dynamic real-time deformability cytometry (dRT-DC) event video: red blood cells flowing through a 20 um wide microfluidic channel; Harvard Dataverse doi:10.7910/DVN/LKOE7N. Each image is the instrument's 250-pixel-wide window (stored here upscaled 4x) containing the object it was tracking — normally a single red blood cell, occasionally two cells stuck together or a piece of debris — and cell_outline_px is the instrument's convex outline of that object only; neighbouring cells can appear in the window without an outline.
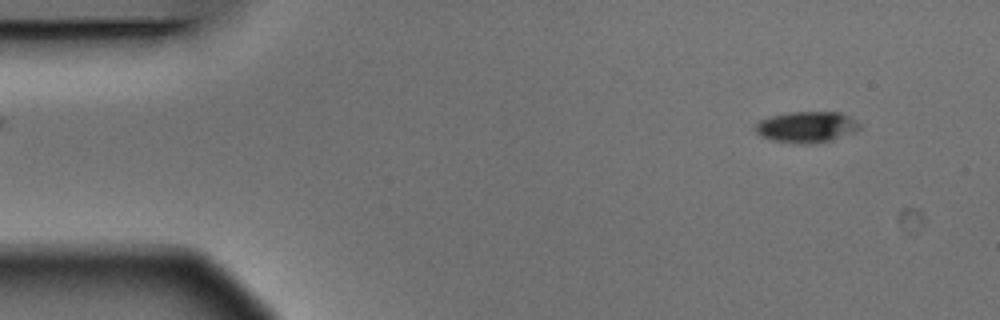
{"species": "Egyptian fruit bat (a non-hibernating species)", "species_latin": "Rousettus aegyptiacus", "temperature_condition": "warm", "stored_images_in_passage": 5, "segment_of_instrument_passage": [1, 2], "camera_frame_rate_fps": 3000, "um_per_image_px": 0.085, "animal": {"sex": "male"}, "frame": {"image": 1, "passage_image": 1, "time_ms": 0.0, "image_size_px": [1000, 320], "cell_outline_px": [[860, 128], [852, 132], [828, 140], [808, 144], [804, 144], [772, 140], [760, 136], [756, 132], [756, 124], [760, 120], [772, 116], [788, 112], [840, 112], [856, 120], [860, 124]], "centroid_in_image_um": [68.53, 10.78], "position_along_channel_um": 16.5, "area_um2": 18.5}}
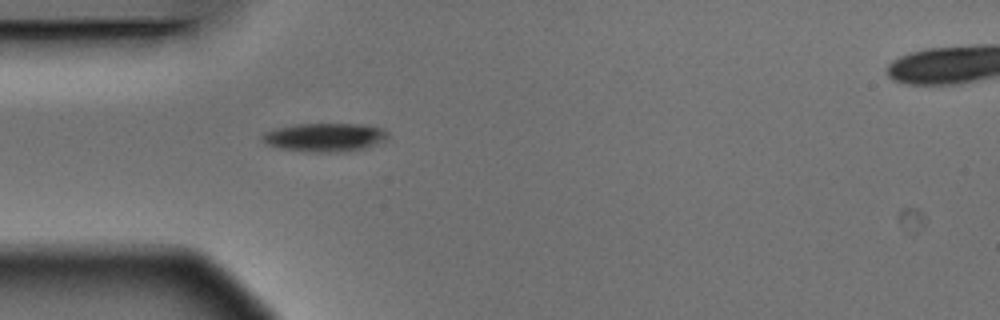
{"frame": {"image": 2, "passage_image": 4, "time_ms": 1.0, "image_size_px": [1000, 320], "cell_outline_px": [[388, 140], [364, 148], [344, 152], [312, 152], [280, 148], [268, 144], [260, 140], [260, 136], [264, 132], [296, 124], [356, 124], [380, 128], [388, 132]], "centroid_in_image_um": [27.61, 11.68], "position_along_channel_um": 57.4, "area_um2": 20.75}}